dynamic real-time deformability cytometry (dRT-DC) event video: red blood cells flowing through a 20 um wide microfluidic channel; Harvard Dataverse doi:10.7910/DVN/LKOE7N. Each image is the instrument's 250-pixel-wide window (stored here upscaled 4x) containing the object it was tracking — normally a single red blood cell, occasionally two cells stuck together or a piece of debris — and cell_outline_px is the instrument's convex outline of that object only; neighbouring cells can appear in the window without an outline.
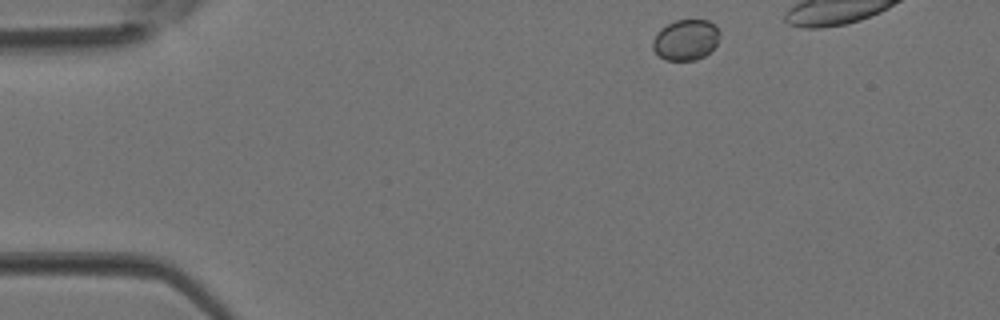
{"species": "Egyptian fruit bat (a non-hibernating species)", "species_latin": "Rousettus aegyptiacus", "temperature_condition": "room temperature", "stored_images_in_passage": 4, "camera_frame_rate_fps": 3000, "um_per_image_px": 0.085, "animal": {"sex": "female"}, "frame": {"image": 1, "passage_image": 1, "time_ms": 0.0, "image_size_px": [1000, 320], "cell_outline_px": [[720, 36], [716, 44], [704, 56], [696, 60], [664, 60], [652, 48], [652, 40], [656, 32], [660, 28], [676, 20], [708, 20], [716, 24], [720, 32]], "centroid_in_image_um": [58.29, 3.37], "position_along_channel_um": 26.7, "area_um2": 16.01}}